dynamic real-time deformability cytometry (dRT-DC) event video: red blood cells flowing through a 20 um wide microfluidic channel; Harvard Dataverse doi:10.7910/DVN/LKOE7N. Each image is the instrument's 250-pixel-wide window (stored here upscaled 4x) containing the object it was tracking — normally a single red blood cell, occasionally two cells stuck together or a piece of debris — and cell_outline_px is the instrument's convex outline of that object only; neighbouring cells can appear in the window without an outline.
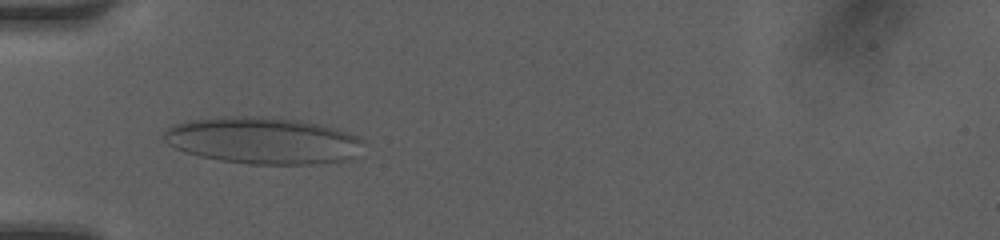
{"species": "human", "species_latin": "Homo sapiens", "temperature_condition": "room temperature", "stored_images_in_passage": 41, "camera_frame_rate_fps": 3000, "um_per_image_px": 0.085, "donor": {"sex": "female"}, "frame": {"image": 1, "passage_image": 8, "time_ms": 2.333, "image_size_px": [1000, 240], "cell_outline_px": [[364, 140], [352, 156], [348, 160], [308, 164], [248, 164], [220, 160], [200, 156], [176, 148], [168, 144], [160, 136], [172, 124], [188, 120], [224, 116], [280, 116], [320, 124], [336, 128], [348, 132]], "centroid_in_image_um": [22.3, 11.92], "position_along_channel_um": 62.7, "area_um2": 54.56}}
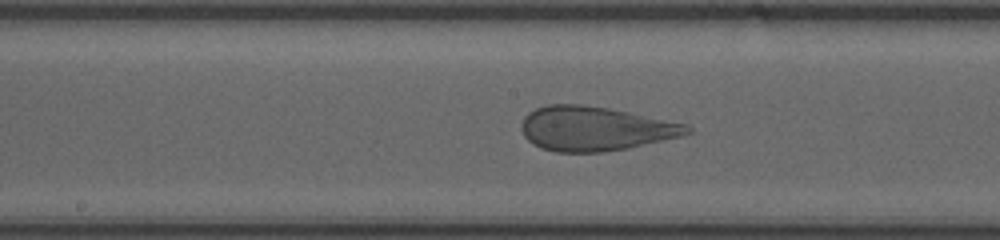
{"frame": {"image": 2, "passage_image": 18, "time_ms": 5.667, "image_size_px": [1000, 240], "cell_outline_px": [[692, 132], [680, 136], [628, 148], [600, 152], [556, 152], [540, 148], [532, 144], [524, 136], [520, 128], [520, 124], [524, 116], [528, 112], [536, 108], [548, 104], [580, 104], [608, 108], [688, 124], [692, 128]], "centroid_in_image_um": [50.53, 10.93], "position_along_channel_um": 197.7, "area_um2": 42.83}}
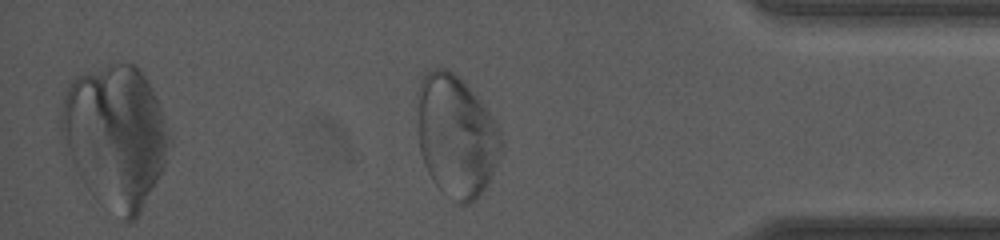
{"frame": {"image": 3, "passage_image": 34, "time_ms": 11.0, "image_size_px": [1000, 240], "cell_outline_px": [[500, 152], [488, 184], [476, 200], [468, 204], [460, 204], [440, 188], [432, 180], [424, 164], [420, 152], [416, 116], [416, 96], [420, 80], [424, 72], [440, 64], [452, 72], [476, 96], [500, 128]], "centroid_in_image_um": [38.71, 11.52], "position_along_channel_um": 396.5, "area_um2": 59.53}}